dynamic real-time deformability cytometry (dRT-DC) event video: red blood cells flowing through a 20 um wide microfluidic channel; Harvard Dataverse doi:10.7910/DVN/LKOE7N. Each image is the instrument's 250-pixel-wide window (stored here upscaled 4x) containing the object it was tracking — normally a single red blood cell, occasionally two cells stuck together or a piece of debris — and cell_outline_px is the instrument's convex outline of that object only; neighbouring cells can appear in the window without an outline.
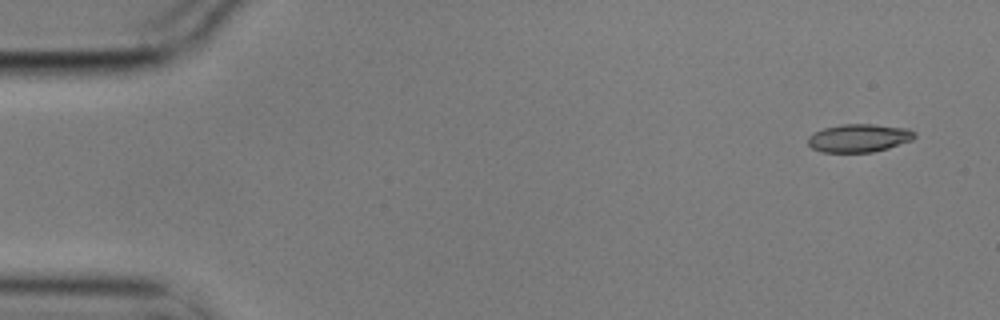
{"species": "common noctule bat (a hibernating species)", "species_latin": "Nyctalus noctula", "temperature_condition": "cold", "stored_images_in_passage": 3, "camera_frame_rate_fps": 3000, "um_per_image_px": 0.085, "animal": {"sex": "male", "body_mass_g": 17.9}, "frame": {"image": 1, "passage_image": 1, "time_ms": 0.0, "image_size_px": [1000, 320], "cell_outline_px": [[916, 136], [912, 140], [888, 148], [872, 152], [820, 152], [812, 148], [808, 144], [808, 136], [824, 128], [840, 124], [872, 124], [908, 128], [916, 132]], "centroid_in_image_um": [73.02, 11.73], "position_along_channel_um": 12.0, "area_um2": 17.51}}